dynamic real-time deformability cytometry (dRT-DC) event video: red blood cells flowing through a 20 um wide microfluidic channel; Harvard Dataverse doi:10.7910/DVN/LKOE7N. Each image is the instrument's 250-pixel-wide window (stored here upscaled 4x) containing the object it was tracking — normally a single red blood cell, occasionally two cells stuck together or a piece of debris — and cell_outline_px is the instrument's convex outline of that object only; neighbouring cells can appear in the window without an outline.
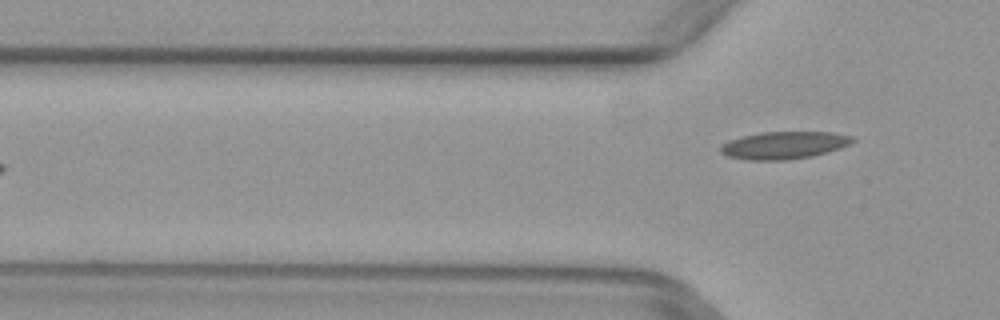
{"species": "common noctule bat (a hibernating species)", "species_latin": "Nyctalus noctula", "temperature_condition": "warm", "stored_images_in_passage": 2, "camera_frame_rate_fps": 3000, "um_per_image_px": 0.085, "animal": {"sex": "female", "body_mass_g": 29.2, "forearm_length_mm": 56.3}, "frame": {"image": 1, "passage_image": 2, "time_ms": 0.333, "image_size_px": [1000, 320], "cell_outline_px": [[856, 140], [840, 148], [828, 152], [812, 156], [788, 160], [748, 160], [728, 156], [720, 152], [720, 148], [728, 140], [760, 132], [832, 132], [852, 136]], "centroid_in_image_um": [66.65, 12.34], "position_along_channel_um": 59.1, "area_um2": 21.04}}